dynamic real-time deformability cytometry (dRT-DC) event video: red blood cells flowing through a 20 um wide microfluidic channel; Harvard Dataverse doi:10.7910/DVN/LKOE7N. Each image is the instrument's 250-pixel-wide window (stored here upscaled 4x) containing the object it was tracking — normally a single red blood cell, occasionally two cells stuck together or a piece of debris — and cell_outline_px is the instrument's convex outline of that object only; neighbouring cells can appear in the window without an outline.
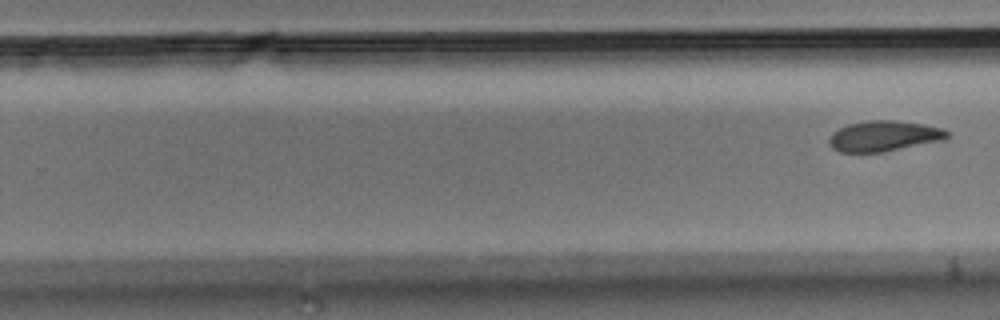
{"species": "Egyptian fruit bat (a non-hibernating species)", "species_latin": "Rousettus aegyptiacus", "temperature_condition": "room temperature", "stored_images_in_passage": 7, "segment_of_instrument_passage": [2, 2], "camera_frame_rate_fps": 3000, "um_per_image_px": 0.085, "animal": {"sex": "male"}, "frame": {"image": 1, "passage_image": 7, "time_ms": 2.0, "image_size_px": [1000, 320], "cell_outline_px": [[948, 136], [944, 140], [884, 152], [840, 152], [832, 148], [828, 144], [828, 136], [832, 132], [848, 124], [868, 120], [892, 120], [924, 124], [944, 128], [948, 132]], "centroid_in_image_um": [75.11, 11.56], "position_along_channel_um": 254.7, "area_um2": 21.21}}